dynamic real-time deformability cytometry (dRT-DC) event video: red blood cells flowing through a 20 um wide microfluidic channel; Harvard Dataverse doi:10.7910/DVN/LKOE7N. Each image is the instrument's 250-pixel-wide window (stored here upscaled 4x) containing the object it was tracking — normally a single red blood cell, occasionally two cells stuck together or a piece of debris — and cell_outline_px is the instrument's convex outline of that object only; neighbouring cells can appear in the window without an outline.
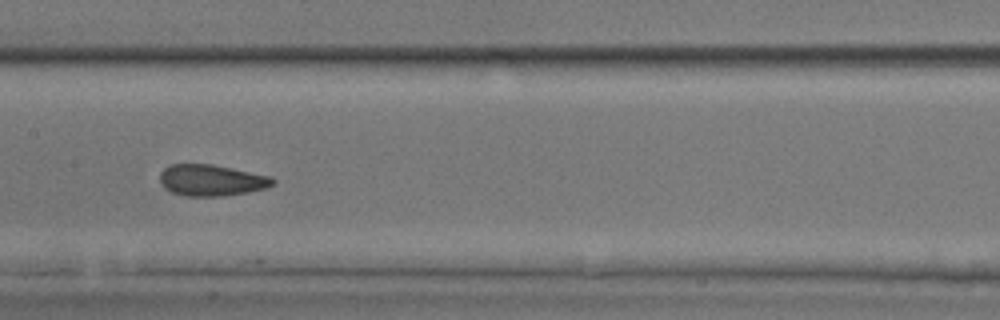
{"species": "common noctule bat (a hibernating species)", "species_latin": "Nyctalus noctula", "temperature_condition": "room temperature", "stored_images_in_passage": 15, "camera_frame_rate_fps": 3000, "um_per_image_px": 0.085, "animal": {"sex": "male", "body_mass_g": 17.9, "forearm_length_mm": 54.2}, "frame": {"image": 1, "passage_image": 12, "time_ms": 3.667, "image_size_px": [1000, 320], "cell_outline_px": [[276, 184], [264, 188], [248, 192], [220, 196], [184, 196], [172, 192], [164, 188], [160, 184], [160, 172], [168, 164], [212, 164], [272, 176], [276, 180]], "centroid_in_image_um": [17.97, 15.31], "position_along_channel_um": 189.4, "area_um2": 20.81}}